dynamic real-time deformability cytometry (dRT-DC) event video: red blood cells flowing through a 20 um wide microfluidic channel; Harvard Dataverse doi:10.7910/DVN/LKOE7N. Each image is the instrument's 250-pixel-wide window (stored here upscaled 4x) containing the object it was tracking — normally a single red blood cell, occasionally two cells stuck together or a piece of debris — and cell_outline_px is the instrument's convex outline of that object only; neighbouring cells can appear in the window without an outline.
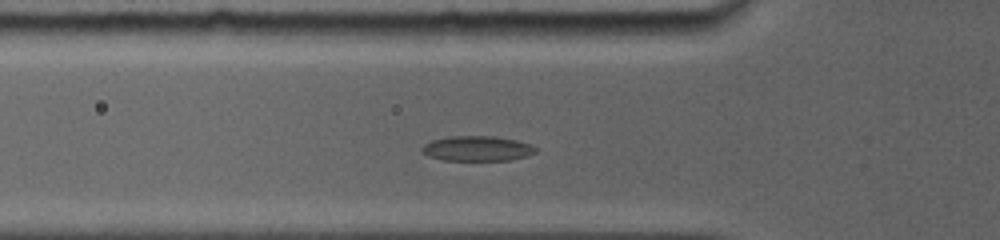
{"species": "common noctule bat (a hibernating species)", "species_latin": "Nyctalus noctula", "temperature_condition": "room temperature", "stored_images_in_passage": 5, "camera_frame_rate_fps": 5000, "um_per_image_px": 0.085, "animal": {"sex": "female", "body_mass_g": 19.0, "forearm_length_mm": 56.7}, "frame": {"image": 1, "passage_image": 5, "time_ms": 2.2, "image_size_px": [1000, 240], "cell_outline_px": [[536, 152], [528, 156], [512, 160], [444, 160], [428, 156], [420, 152], [420, 148], [424, 144], [432, 140], [448, 136], [496, 136], [516, 140], [528, 144], [536, 148]], "centroid_in_image_um": [40.53, 12.62], "position_along_channel_um": 85.3, "area_um2": 16.7}}